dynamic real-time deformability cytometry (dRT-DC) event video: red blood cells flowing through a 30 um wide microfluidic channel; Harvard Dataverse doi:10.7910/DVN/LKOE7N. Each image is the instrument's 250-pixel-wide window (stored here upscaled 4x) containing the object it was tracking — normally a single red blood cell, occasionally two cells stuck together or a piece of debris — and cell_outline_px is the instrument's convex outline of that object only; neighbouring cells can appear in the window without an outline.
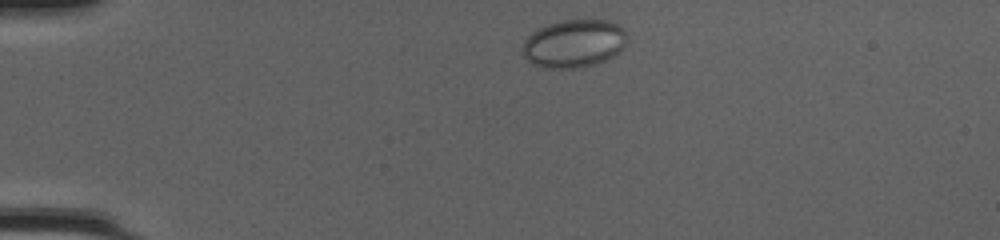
{"species": "common noctule bat (a hibernating species)", "species_latin": "Nyctalus noctula", "temperature_condition": "cold", "stored_images_in_passage": 42, "camera_frame_rate_fps": 3000, "um_per_image_px": 0.085, "animal": {"sex": "female", "body_mass_g": 20.0, "forearm_length_mm": 54.0}, "frame": {"image": 1, "passage_image": 3, "time_ms": 0.667, "image_size_px": [1000, 240], "cell_outline_px": [[624, 44], [612, 56], [596, 64], [576, 68], [552, 68], [532, 64], [524, 56], [524, 40], [532, 32], [548, 24], [564, 20], [608, 20], [616, 24], [624, 32]], "centroid_in_image_um": [48.74, 3.7], "position_along_channel_um": 36.3, "area_um2": 28.5}}
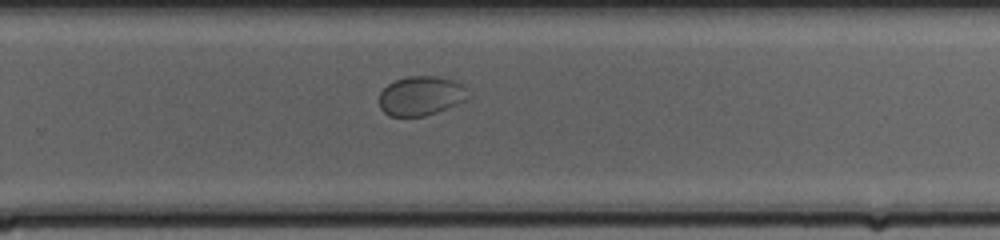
{"frame": {"image": 2, "passage_image": 26, "time_ms": 8.333, "image_size_px": [1000, 240], "cell_outline_px": [[464, 100], [456, 104], [436, 112], [424, 116], [388, 116], [380, 108], [380, 92], [388, 84], [396, 80], [408, 76], [436, 76], [452, 80], [464, 84]], "centroid_in_image_um": [35.71, 8.14], "position_along_channel_um": 294.1, "area_um2": 19.94}}
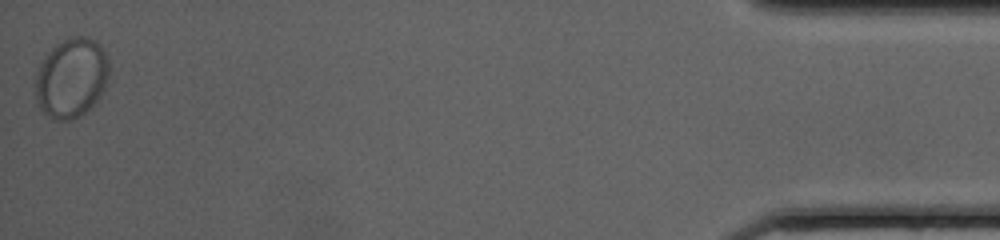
{"frame": {"image": 3, "passage_image": 42, "time_ms": 13.667, "image_size_px": [1000, 240], "cell_outline_px": [[108, 76], [92, 108], [80, 116], [72, 120], [56, 120], [48, 116], [40, 108], [36, 100], [36, 76], [40, 64], [52, 48], [56, 44], [72, 36], [88, 36], [104, 52], [108, 60]], "centroid_in_image_um": [6.05, 6.64], "position_along_channel_um": 429.2, "area_um2": 33.64}}